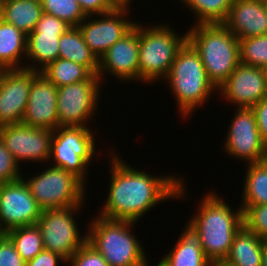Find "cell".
Wrapping results in <instances>:
<instances>
[{
	"label": "cell",
	"instance_id": "3",
	"mask_svg": "<svg viewBox=\"0 0 267 266\" xmlns=\"http://www.w3.org/2000/svg\"><path fill=\"white\" fill-rule=\"evenodd\" d=\"M187 41L200 54L209 80L218 89L240 63L239 39L223 24H194Z\"/></svg>",
	"mask_w": 267,
	"mask_h": 266
},
{
	"label": "cell",
	"instance_id": "29",
	"mask_svg": "<svg viewBox=\"0 0 267 266\" xmlns=\"http://www.w3.org/2000/svg\"><path fill=\"white\" fill-rule=\"evenodd\" d=\"M197 19L195 24L224 23L233 0H179Z\"/></svg>",
	"mask_w": 267,
	"mask_h": 266
},
{
	"label": "cell",
	"instance_id": "42",
	"mask_svg": "<svg viewBox=\"0 0 267 266\" xmlns=\"http://www.w3.org/2000/svg\"><path fill=\"white\" fill-rule=\"evenodd\" d=\"M146 258H147V257H145V260H144L142 266H149V265H148V261H147ZM161 259H162V260H161L160 262H158L159 264L154 265V266H170L164 258H161Z\"/></svg>",
	"mask_w": 267,
	"mask_h": 266
},
{
	"label": "cell",
	"instance_id": "1",
	"mask_svg": "<svg viewBox=\"0 0 267 266\" xmlns=\"http://www.w3.org/2000/svg\"><path fill=\"white\" fill-rule=\"evenodd\" d=\"M110 182L100 217L138 222L153 207L171 198L183 199L184 178L167 174L154 176L135 169L115 152H109ZM185 195V196H184Z\"/></svg>",
	"mask_w": 267,
	"mask_h": 266
},
{
	"label": "cell",
	"instance_id": "8",
	"mask_svg": "<svg viewBox=\"0 0 267 266\" xmlns=\"http://www.w3.org/2000/svg\"><path fill=\"white\" fill-rule=\"evenodd\" d=\"M94 135L89 125L53 130L49 157L52 166L73 173L85 184L88 166L97 154Z\"/></svg>",
	"mask_w": 267,
	"mask_h": 266
},
{
	"label": "cell",
	"instance_id": "33",
	"mask_svg": "<svg viewBox=\"0 0 267 266\" xmlns=\"http://www.w3.org/2000/svg\"><path fill=\"white\" fill-rule=\"evenodd\" d=\"M21 167L0 139V184L21 179Z\"/></svg>",
	"mask_w": 267,
	"mask_h": 266
},
{
	"label": "cell",
	"instance_id": "36",
	"mask_svg": "<svg viewBox=\"0 0 267 266\" xmlns=\"http://www.w3.org/2000/svg\"><path fill=\"white\" fill-rule=\"evenodd\" d=\"M70 27L65 21L51 14L42 13L35 29L31 33L63 34Z\"/></svg>",
	"mask_w": 267,
	"mask_h": 266
},
{
	"label": "cell",
	"instance_id": "18",
	"mask_svg": "<svg viewBox=\"0 0 267 266\" xmlns=\"http://www.w3.org/2000/svg\"><path fill=\"white\" fill-rule=\"evenodd\" d=\"M21 123L34 128L51 130L59 127L57 87L41 73L32 81L28 104Z\"/></svg>",
	"mask_w": 267,
	"mask_h": 266
},
{
	"label": "cell",
	"instance_id": "7",
	"mask_svg": "<svg viewBox=\"0 0 267 266\" xmlns=\"http://www.w3.org/2000/svg\"><path fill=\"white\" fill-rule=\"evenodd\" d=\"M46 169L27 180L22 176L42 210L84 205L86 184L63 168L50 165Z\"/></svg>",
	"mask_w": 267,
	"mask_h": 266
},
{
	"label": "cell",
	"instance_id": "40",
	"mask_svg": "<svg viewBox=\"0 0 267 266\" xmlns=\"http://www.w3.org/2000/svg\"><path fill=\"white\" fill-rule=\"evenodd\" d=\"M261 266H267V239H264L262 246Z\"/></svg>",
	"mask_w": 267,
	"mask_h": 266
},
{
	"label": "cell",
	"instance_id": "14",
	"mask_svg": "<svg viewBox=\"0 0 267 266\" xmlns=\"http://www.w3.org/2000/svg\"><path fill=\"white\" fill-rule=\"evenodd\" d=\"M53 130L34 128L20 124H6L0 128V139L13 155L21 162L37 161L49 163Z\"/></svg>",
	"mask_w": 267,
	"mask_h": 266
},
{
	"label": "cell",
	"instance_id": "5",
	"mask_svg": "<svg viewBox=\"0 0 267 266\" xmlns=\"http://www.w3.org/2000/svg\"><path fill=\"white\" fill-rule=\"evenodd\" d=\"M92 217L87 230V242L105 259L109 266H142L144 248L133 234L135 221ZM132 232V233H131Z\"/></svg>",
	"mask_w": 267,
	"mask_h": 266
},
{
	"label": "cell",
	"instance_id": "13",
	"mask_svg": "<svg viewBox=\"0 0 267 266\" xmlns=\"http://www.w3.org/2000/svg\"><path fill=\"white\" fill-rule=\"evenodd\" d=\"M41 213L42 209L22 178L0 184V233L34 225Z\"/></svg>",
	"mask_w": 267,
	"mask_h": 266
},
{
	"label": "cell",
	"instance_id": "20",
	"mask_svg": "<svg viewBox=\"0 0 267 266\" xmlns=\"http://www.w3.org/2000/svg\"><path fill=\"white\" fill-rule=\"evenodd\" d=\"M180 234L173 249L164 256L167 263L170 266H212L201 248L198 231L189 221Z\"/></svg>",
	"mask_w": 267,
	"mask_h": 266
},
{
	"label": "cell",
	"instance_id": "35",
	"mask_svg": "<svg viewBox=\"0 0 267 266\" xmlns=\"http://www.w3.org/2000/svg\"><path fill=\"white\" fill-rule=\"evenodd\" d=\"M0 266H26V262L4 233H0Z\"/></svg>",
	"mask_w": 267,
	"mask_h": 266
},
{
	"label": "cell",
	"instance_id": "26",
	"mask_svg": "<svg viewBox=\"0 0 267 266\" xmlns=\"http://www.w3.org/2000/svg\"><path fill=\"white\" fill-rule=\"evenodd\" d=\"M246 167L240 207L267 204V164L262 161Z\"/></svg>",
	"mask_w": 267,
	"mask_h": 266
},
{
	"label": "cell",
	"instance_id": "30",
	"mask_svg": "<svg viewBox=\"0 0 267 266\" xmlns=\"http://www.w3.org/2000/svg\"><path fill=\"white\" fill-rule=\"evenodd\" d=\"M240 63L265 69L267 67V35L239 40Z\"/></svg>",
	"mask_w": 267,
	"mask_h": 266
},
{
	"label": "cell",
	"instance_id": "21",
	"mask_svg": "<svg viewBox=\"0 0 267 266\" xmlns=\"http://www.w3.org/2000/svg\"><path fill=\"white\" fill-rule=\"evenodd\" d=\"M263 242V238L243 225L235 234L224 263L230 266H261Z\"/></svg>",
	"mask_w": 267,
	"mask_h": 266
},
{
	"label": "cell",
	"instance_id": "16",
	"mask_svg": "<svg viewBox=\"0 0 267 266\" xmlns=\"http://www.w3.org/2000/svg\"><path fill=\"white\" fill-rule=\"evenodd\" d=\"M139 23L117 40L100 58L97 72L101 83L104 75L115 76L124 82L138 81Z\"/></svg>",
	"mask_w": 267,
	"mask_h": 266
},
{
	"label": "cell",
	"instance_id": "2",
	"mask_svg": "<svg viewBox=\"0 0 267 266\" xmlns=\"http://www.w3.org/2000/svg\"><path fill=\"white\" fill-rule=\"evenodd\" d=\"M237 209L231 210L218 193L211 191L203 196L198 211L189 220L198 231L201 248L212 263L224 262L235 234L243 226L242 208Z\"/></svg>",
	"mask_w": 267,
	"mask_h": 266
},
{
	"label": "cell",
	"instance_id": "25",
	"mask_svg": "<svg viewBox=\"0 0 267 266\" xmlns=\"http://www.w3.org/2000/svg\"><path fill=\"white\" fill-rule=\"evenodd\" d=\"M41 0H3V21L30 34L40 19Z\"/></svg>",
	"mask_w": 267,
	"mask_h": 266
},
{
	"label": "cell",
	"instance_id": "27",
	"mask_svg": "<svg viewBox=\"0 0 267 266\" xmlns=\"http://www.w3.org/2000/svg\"><path fill=\"white\" fill-rule=\"evenodd\" d=\"M40 73L56 87L85 81L93 75L85 66L63 58H57Z\"/></svg>",
	"mask_w": 267,
	"mask_h": 266
},
{
	"label": "cell",
	"instance_id": "32",
	"mask_svg": "<svg viewBox=\"0 0 267 266\" xmlns=\"http://www.w3.org/2000/svg\"><path fill=\"white\" fill-rule=\"evenodd\" d=\"M243 225L260 238L267 239V204L241 207Z\"/></svg>",
	"mask_w": 267,
	"mask_h": 266
},
{
	"label": "cell",
	"instance_id": "19",
	"mask_svg": "<svg viewBox=\"0 0 267 266\" xmlns=\"http://www.w3.org/2000/svg\"><path fill=\"white\" fill-rule=\"evenodd\" d=\"M223 24L239 40L267 35V8L264 0H233Z\"/></svg>",
	"mask_w": 267,
	"mask_h": 266
},
{
	"label": "cell",
	"instance_id": "39",
	"mask_svg": "<svg viewBox=\"0 0 267 266\" xmlns=\"http://www.w3.org/2000/svg\"><path fill=\"white\" fill-rule=\"evenodd\" d=\"M58 262L67 264L68 261L57 253L43 249L32 260L27 261L26 266H57Z\"/></svg>",
	"mask_w": 267,
	"mask_h": 266
},
{
	"label": "cell",
	"instance_id": "24",
	"mask_svg": "<svg viewBox=\"0 0 267 266\" xmlns=\"http://www.w3.org/2000/svg\"><path fill=\"white\" fill-rule=\"evenodd\" d=\"M27 35L14 25L2 21L0 23V67L23 69L21 59L26 56Z\"/></svg>",
	"mask_w": 267,
	"mask_h": 266
},
{
	"label": "cell",
	"instance_id": "9",
	"mask_svg": "<svg viewBox=\"0 0 267 266\" xmlns=\"http://www.w3.org/2000/svg\"><path fill=\"white\" fill-rule=\"evenodd\" d=\"M82 206H71L61 209L42 210L36 225L40 229L43 247L69 258L87 241V233L79 232L74 215H78ZM78 211V212H77Z\"/></svg>",
	"mask_w": 267,
	"mask_h": 266
},
{
	"label": "cell",
	"instance_id": "15",
	"mask_svg": "<svg viewBox=\"0 0 267 266\" xmlns=\"http://www.w3.org/2000/svg\"><path fill=\"white\" fill-rule=\"evenodd\" d=\"M217 91L236 108H252L267 97L266 71L239 63Z\"/></svg>",
	"mask_w": 267,
	"mask_h": 266
},
{
	"label": "cell",
	"instance_id": "22",
	"mask_svg": "<svg viewBox=\"0 0 267 266\" xmlns=\"http://www.w3.org/2000/svg\"><path fill=\"white\" fill-rule=\"evenodd\" d=\"M62 34L30 33L27 35L26 57L32 64L25 68L40 72L59 58V40ZM35 63V65H34Z\"/></svg>",
	"mask_w": 267,
	"mask_h": 266
},
{
	"label": "cell",
	"instance_id": "10",
	"mask_svg": "<svg viewBox=\"0 0 267 266\" xmlns=\"http://www.w3.org/2000/svg\"><path fill=\"white\" fill-rule=\"evenodd\" d=\"M101 85L98 75L93 74L88 80L57 87L59 127H86L99 107Z\"/></svg>",
	"mask_w": 267,
	"mask_h": 266
},
{
	"label": "cell",
	"instance_id": "46",
	"mask_svg": "<svg viewBox=\"0 0 267 266\" xmlns=\"http://www.w3.org/2000/svg\"><path fill=\"white\" fill-rule=\"evenodd\" d=\"M263 161L267 164V144L265 145V156Z\"/></svg>",
	"mask_w": 267,
	"mask_h": 266
},
{
	"label": "cell",
	"instance_id": "38",
	"mask_svg": "<svg viewBox=\"0 0 267 266\" xmlns=\"http://www.w3.org/2000/svg\"><path fill=\"white\" fill-rule=\"evenodd\" d=\"M256 117L257 127L262 142L267 144V97L260 100L251 108Z\"/></svg>",
	"mask_w": 267,
	"mask_h": 266
},
{
	"label": "cell",
	"instance_id": "4",
	"mask_svg": "<svg viewBox=\"0 0 267 266\" xmlns=\"http://www.w3.org/2000/svg\"><path fill=\"white\" fill-rule=\"evenodd\" d=\"M164 80L169 84L183 118L191 115L218 90L209 80L200 54L188 41L178 51Z\"/></svg>",
	"mask_w": 267,
	"mask_h": 266
},
{
	"label": "cell",
	"instance_id": "17",
	"mask_svg": "<svg viewBox=\"0 0 267 266\" xmlns=\"http://www.w3.org/2000/svg\"><path fill=\"white\" fill-rule=\"evenodd\" d=\"M39 74L27 68L7 70L0 88V122L3 125L21 123L32 81Z\"/></svg>",
	"mask_w": 267,
	"mask_h": 266
},
{
	"label": "cell",
	"instance_id": "31",
	"mask_svg": "<svg viewBox=\"0 0 267 266\" xmlns=\"http://www.w3.org/2000/svg\"><path fill=\"white\" fill-rule=\"evenodd\" d=\"M43 13H48L77 27L87 16L77 0H41Z\"/></svg>",
	"mask_w": 267,
	"mask_h": 266
},
{
	"label": "cell",
	"instance_id": "11",
	"mask_svg": "<svg viewBox=\"0 0 267 266\" xmlns=\"http://www.w3.org/2000/svg\"><path fill=\"white\" fill-rule=\"evenodd\" d=\"M129 6L130 4L114 7L111 11L98 15L101 19H95L94 15L87 16L77 26L85 43L98 59L135 26L136 22L126 19L131 8Z\"/></svg>",
	"mask_w": 267,
	"mask_h": 266
},
{
	"label": "cell",
	"instance_id": "28",
	"mask_svg": "<svg viewBox=\"0 0 267 266\" xmlns=\"http://www.w3.org/2000/svg\"><path fill=\"white\" fill-rule=\"evenodd\" d=\"M4 234L11 240L25 262L32 260L44 249L42 235L36 224L16 227Z\"/></svg>",
	"mask_w": 267,
	"mask_h": 266
},
{
	"label": "cell",
	"instance_id": "41",
	"mask_svg": "<svg viewBox=\"0 0 267 266\" xmlns=\"http://www.w3.org/2000/svg\"><path fill=\"white\" fill-rule=\"evenodd\" d=\"M115 7L131 4L128 0H109Z\"/></svg>",
	"mask_w": 267,
	"mask_h": 266
},
{
	"label": "cell",
	"instance_id": "34",
	"mask_svg": "<svg viewBox=\"0 0 267 266\" xmlns=\"http://www.w3.org/2000/svg\"><path fill=\"white\" fill-rule=\"evenodd\" d=\"M71 266H109L103 256L87 241L69 258Z\"/></svg>",
	"mask_w": 267,
	"mask_h": 266
},
{
	"label": "cell",
	"instance_id": "6",
	"mask_svg": "<svg viewBox=\"0 0 267 266\" xmlns=\"http://www.w3.org/2000/svg\"><path fill=\"white\" fill-rule=\"evenodd\" d=\"M162 24L149 27L139 23L138 81L154 84L158 79L164 80L187 42V32L179 36L173 28Z\"/></svg>",
	"mask_w": 267,
	"mask_h": 266
},
{
	"label": "cell",
	"instance_id": "12",
	"mask_svg": "<svg viewBox=\"0 0 267 266\" xmlns=\"http://www.w3.org/2000/svg\"><path fill=\"white\" fill-rule=\"evenodd\" d=\"M228 127L224 150L228 156L250 163L262 162L265 144L262 142L251 108H237Z\"/></svg>",
	"mask_w": 267,
	"mask_h": 266
},
{
	"label": "cell",
	"instance_id": "45",
	"mask_svg": "<svg viewBox=\"0 0 267 266\" xmlns=\"http://www.w3.org/2000/svg\"><path fill=\"white\" fill-rule=\"evenodd\" d=\"M212 266H230L224 262H217V263H213Z\"/></svg>",
	"mask_w": 267,
	"mask_h": 266
},
{
	"label": "cell",
	"instance_id": "37",
	"mask_svg": "<svg viewBox=\"0 0 267 266\" xmlns=\"http://www.w3.org/2000/svg\"><path fill=\"white\" fill-rule=\"evenodd\" d=\"M86 16L95 17L111 11L115 6L109 0H77Z\"/></svg>",
	"mask_w": 267,
	"mask_h": 266
},
{
	"label": "cell",
	"instance_id": "43",
	"mask_svg": "<svg viewBox=\"0 0 267 266\" xmlns=\"http://www.w3.org/2000/svg\"><path fill=\"white\" fill-rule=\"evenodd\" d=\"M8 68L5 67H0V88H1V84L2 81L4 79L5 73L7 72Z\"/></svg>",
	"mask_w": 267,
	"mask_h": 266
},
{
	"label": "cell",
	"instance_id": "23",
	"mask_svg": "<svg viewBox=\"0 0 267 266\" xmlns=\"http://www.w3.org/2000/svg\"><path fill=\"white\" fill-rule=\"evenodd\" d=\"M59 58L85 66L92 74H97L99 59L85 43L78 27H70L60 36Z\"/></svg>",
	"mask_w": 267,
	"mask_h": 266
},
{
	"label": "cell",
	"instance_id": "44",
	"mask_svg": "<svg viewBox=\"0 0 267 266\" xmlns=\"http://www.w3.org/2000/svg\"><path fill=\"white\" fill-rule=\"evenodd\" d=\"M3 21V0H0V23Z\"/></svg>",
	"mask_w": 267,
	"mask_h": 266
}]
</instances>
